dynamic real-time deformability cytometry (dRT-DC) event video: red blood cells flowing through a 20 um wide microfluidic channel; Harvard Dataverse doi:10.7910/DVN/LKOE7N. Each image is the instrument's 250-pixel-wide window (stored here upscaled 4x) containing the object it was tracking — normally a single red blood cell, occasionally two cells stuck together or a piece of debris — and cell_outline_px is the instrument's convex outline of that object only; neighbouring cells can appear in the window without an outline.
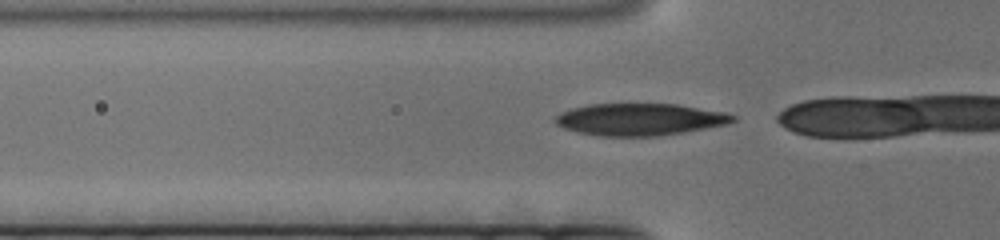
{"species": "human", "species_latin": "Homo sapiens", "temperature_condition": "cold", "stored_images_in_passage": 25, "camera_frame_rate_fps": 3000, "um_per_image_px": 0.085, "donor": {"sex": "female"}, "frame": {"image": 1, "passage_image": 7, "time_ms": 2.0, "image_size_px": [1000, 240], "cell_outline_px": [[736, 120], [728, 124], [656, 136], [600, 136], [580, 132], [564, 128], [556, 124], [552, 120], [560, 112], [572, 108], [588, 104], [676, 104], [728, 112], [736, 116]], "centroid_in_image_um": [54.38, 10.14], "position_along_channel_um": 71.4, "area_um2": 33.12}}
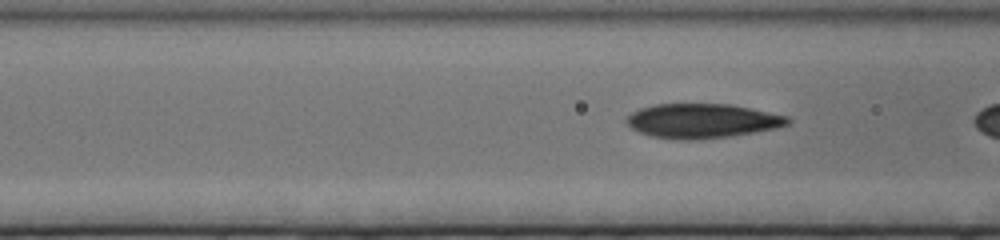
{"frame": {"image": 2, "passage_image": 16, "time_ms": 5.0, "image_size_px": [1000, 240], "cell_outline_px": [[792, 120], [788, 124], [776, 128], [732, 136], [696, 140], [684, 140], [652, 136], [640, 132], [632, 128], [624, 120], [632, 112], [640, 108], [656, 104], [728, 104], [788, 116]], "centroid_in_image_um": [59.68, 10.28], "position_along_channel_um": 106.9, "area_um2": 32.14}}